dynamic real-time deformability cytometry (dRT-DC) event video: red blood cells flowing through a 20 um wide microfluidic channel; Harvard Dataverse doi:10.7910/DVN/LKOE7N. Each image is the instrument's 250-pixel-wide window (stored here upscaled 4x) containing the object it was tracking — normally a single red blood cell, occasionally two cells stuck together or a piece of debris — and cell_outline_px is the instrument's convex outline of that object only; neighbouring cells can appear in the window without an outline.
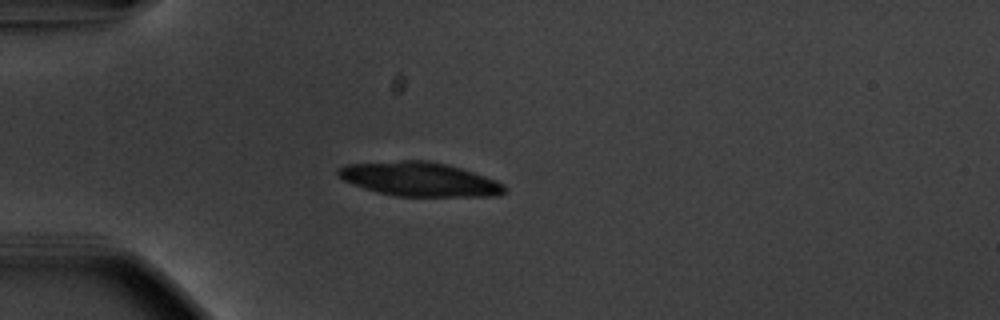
{"species": "common noctule bat (a hibernating species)", "species_latin": "Nyctalus noctula", "temperature_condition": "warm", "stored_images_in_passage": 40, "camera_frame_rate_fps": 3000, "um_per_image_px": 0.085, "animal": {"sex": "male", "body_mass_g": 20.1, "forearm_length_mm": 53.5}, "frame": {"image": 1, "passage_image": 1, "time_ms": 0.0, "image_size_px": [1000, 320], "cell_outline_px": [[508, 192], [500, 196], [396, 196], [376, 192], [352, 184], [344, 180], [336, 172], [336, 168], [344, 164], [400, 160], [428, 160], [460, 168], [496, 180], [504, 184]], "centroid_in_image_um": [35.64, 15.23], "position_along_channel_um": 49.4, "area_um2": 33.18}}
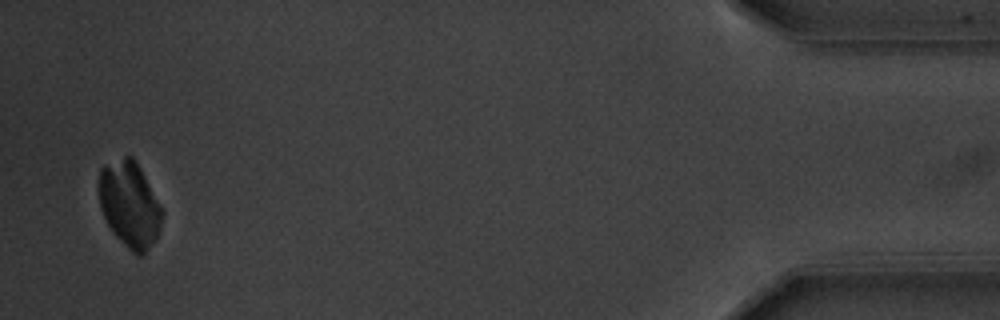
{"frame": {"image": 2, "passage_image": 39, "time_ms": 12.667, "image_size_px": [1000, 320], "cell_outline_px": [[164, 212], [160, 228], [156, 240], [144, 256], [136, 256], [112, 232], [100, 208], [96, 188], [100, 168], [104, 164], [124, 156], [132, 156], [140, 168], [160, 204]], "centroid_in_image_um": [10.99, 17.38], "position_along_channel_um": 424.2, "area_um2": 32.19}}